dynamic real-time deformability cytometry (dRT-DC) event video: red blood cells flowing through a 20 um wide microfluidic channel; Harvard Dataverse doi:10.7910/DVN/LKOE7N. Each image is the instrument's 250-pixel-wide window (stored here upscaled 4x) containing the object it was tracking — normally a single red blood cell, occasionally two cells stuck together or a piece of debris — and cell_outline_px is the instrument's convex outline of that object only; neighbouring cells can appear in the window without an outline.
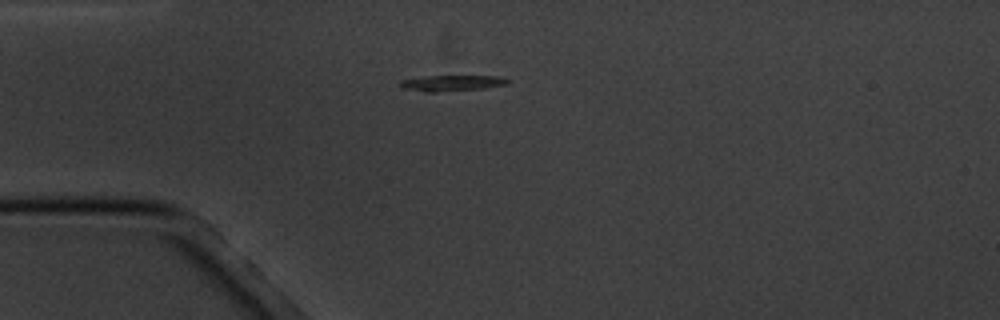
{"species": "common noctule bat (a hibernating species)", "species_latin": "Nyctalus noctula", "temperature_condition": "cold", "stored_images_in_passage": 10, "camera_frame_rate_fps": 3000, "um_per_image_px": 0.085, "animal": {"sex": "male", "body_mass_g": 20.1, "forearm_length_mm": 53.5}, "frame": {"image": 1, "passage_image": 4, "time_ms": 4.333, "image_size_px": [1000, 320], "cell_outline_px": [[512, 80], [504, 84], [484, 88], [436, 92], [424, 92], [404, 88], [396, 84], [400, 80], [424, 76], [504, 76]], "centroid_in_image_um": [38.37, 7.05], "position_along_channel_um": 46.6, "area_um2": 10.0}}
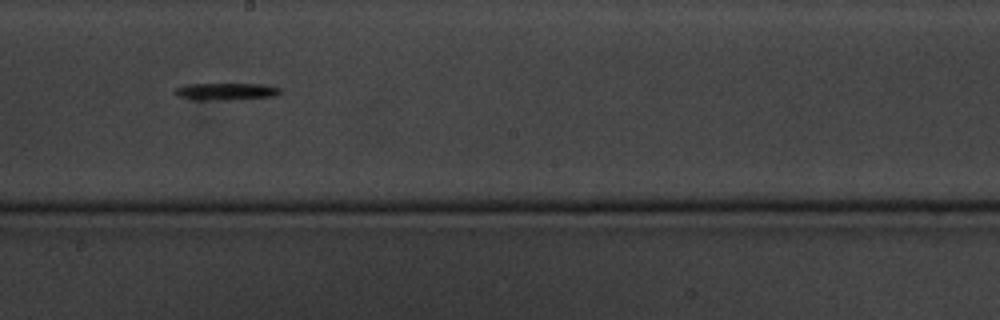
{"frame": {"image": 2, "passage_image": 9, "time_ms": 10.0, "image_size_px": [1000, 320], "cell_outline_px": [[280, 92], [276, 96], [228, 100], [192, 100], [180, 96], [172, 92], [172, 88], [184, 84], [268, 84], [280, 88]], "centroid_in_image_um": [19.15, 7.77], "position_along_channel_um": 229.1, "area_um2": 10.75}}